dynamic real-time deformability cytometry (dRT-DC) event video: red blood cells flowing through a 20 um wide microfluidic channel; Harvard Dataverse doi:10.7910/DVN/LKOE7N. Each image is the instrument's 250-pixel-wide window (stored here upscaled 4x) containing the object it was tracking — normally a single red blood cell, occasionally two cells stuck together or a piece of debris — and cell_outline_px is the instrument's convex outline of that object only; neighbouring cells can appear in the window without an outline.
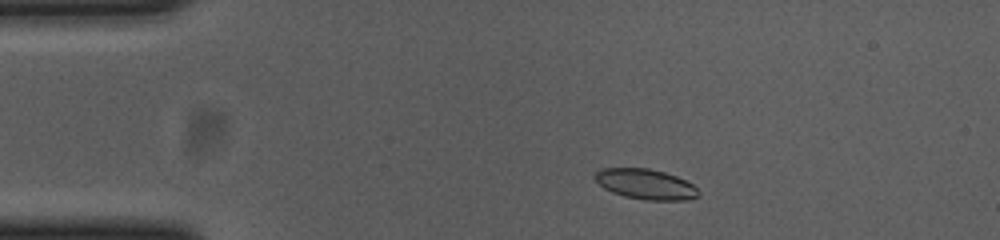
{"species": "common noctule bat (a hibernating species)", "species_latin": "Nyctalus noctula", "temperature_condition": "cold", "stored_images_in_passage": 51, "camera_frame_rate_fps": 3000, "um_per_image_px": 0.085, "animal": {"sex": "female", "body_mass_g": 23.0, "forearm_length_mm": 53.4}, "frame": {"image": 1, "passage_image": 6, "time_ms": 1.667, "image_size_px": [1000, 240], "cell_outline_px": [[700, 192], [696, 196], [688, 200], [648, 200], [624, 196], [612, 192], [604, 188], [596, 180], [596, 172], [604, 168], [648, 168], [664, 172], [676, 176], [692, 184]], "centroid_in_image_um": [54.89, 15.65], "position_along_channel_um": 30.1, "area_um2": 17.98}}
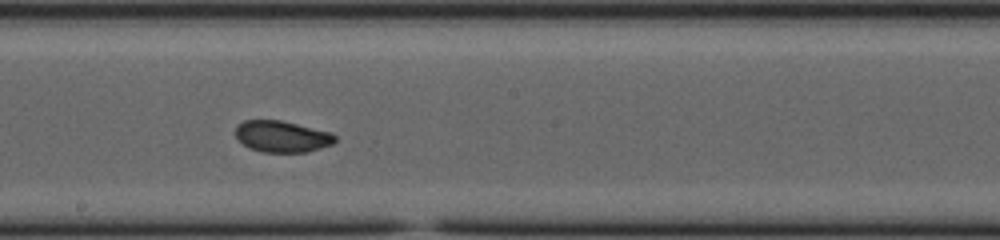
{"frame": {"image": 2, "passage_image": 26, "time_ms": 8.333, "image_size_px": [1000, 240], "cell_outline_px": [[336, 140], [332, 144], [308, 152], [260, 152], [248, 148], [236, 136], [236, 124], [244, 120], [280, 120], [332, 132], [336, 136]], "centroid_in_image_um": [23.97, 11.6], "position_along_channel_um": 224.2, "area_um2": 18.32}}
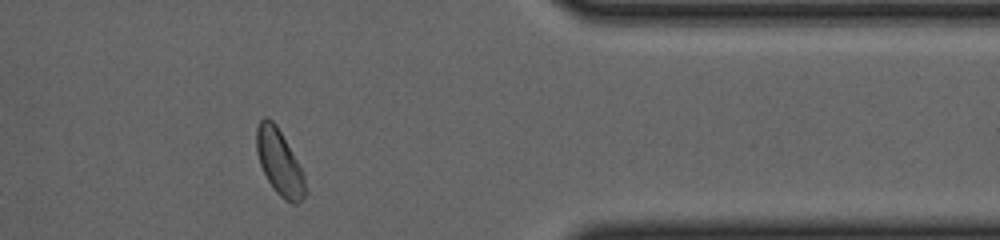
{"frame": {"image": 3, "passage_image": 41, "time_ms": 13.333, "image_size_px": [1000, 240], "cell_outline_px": [[308, 192], [296, 204], [292, 204], [280, 196], [276, 192], [268, 180], [260, 164], [256, 152], [256, 128], [260, 120], [264, 116], [268, 116], [276, 124], [296, 160], [304, 176]], "centroid_in_image_um": [23.73, 13.79], "position_along_channel_um": 387.7, "area_um2": 18.44}, "authors_computed_cell_mechanics": {"area_um2": 18.785, "velocity_mm_per_s": 3.6821, "shape_relaxation_time_tau1_ms": 2.3563, "shape_relaxation_time_tau2_ms": 2.5893, "deformation_change_tau1": 0.0865, "deformation_change_tau2": 0.0591}}